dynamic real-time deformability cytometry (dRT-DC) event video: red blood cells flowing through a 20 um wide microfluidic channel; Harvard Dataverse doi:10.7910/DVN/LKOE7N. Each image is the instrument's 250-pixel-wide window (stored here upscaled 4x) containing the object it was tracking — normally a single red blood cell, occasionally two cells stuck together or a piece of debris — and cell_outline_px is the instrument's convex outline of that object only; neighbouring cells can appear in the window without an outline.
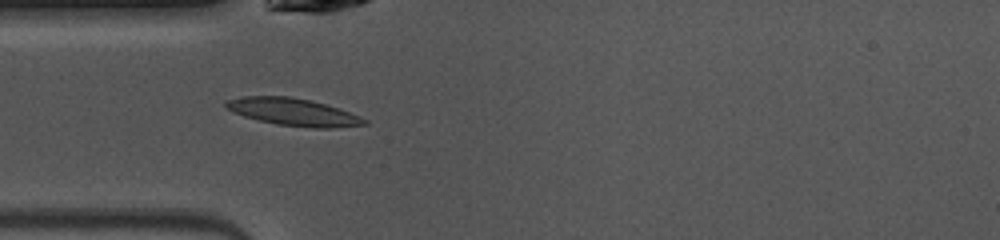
{"species": "common noctule bat (a hibernating species)", "species_latin": "Nyctalus noctula", "temperature_condition": "warm", "stored_images_in_passage": 39, "camera_frame_rate_fps": 3000, "um_per_image_px": 0.085, "animal": {"sex": "female", "body_mass_g": 10.0, "forearm_length_mm": 53.1}, "frame": {"image": 1, "passage_image": 4, "time_ms": 1.0, "image_size_px": [1000, 240], "cell_outline_px": [[368, 124], [332, 128], [312, 128], [276, 124], [244, 116], [232, 112], [224, 104], [224, 100], [240, 96], [292, 96], [340, 108], [360, 116], [368, 120]], "centroid_in_image_um": [24.92, 9.51], "position_along_channel_um": 60.1, "area_um2": 22.14}}
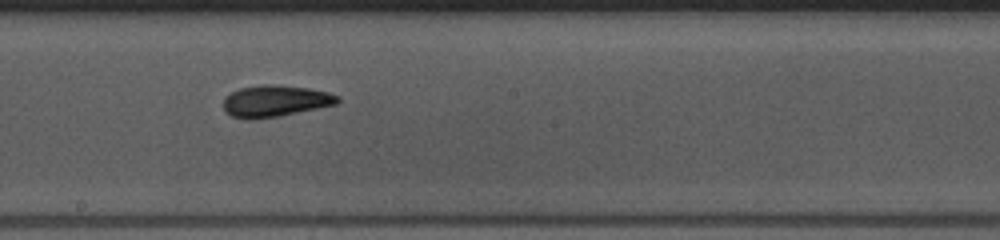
{"frame": {"image": 2, "passage_image": 16, "time_ms": 5.0, "image_size_px": [1000, 240], "cell_outline_px": [[340, 100], [336, 104], [276, 116], [248, 120], [232, 116], [224, 112], [224, 96], [240, 88], [264, 84], [272, 84], [308, 88], [328, 92], [340, 96]], "centroid_in_image_um": [23.36, 8.58], "position_along_channel_um": 224.8, "area_um2": 20.81}}
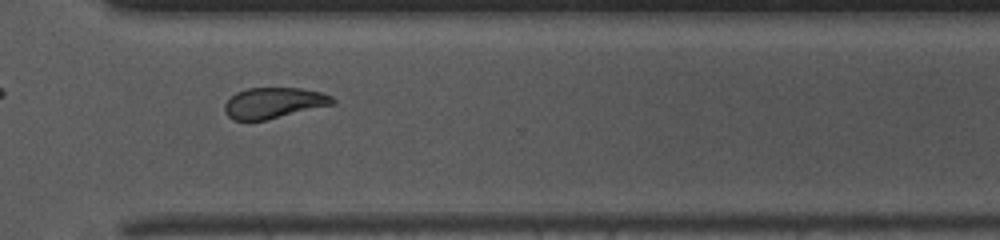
{"frame": {"image": 3, "passage_image": 25, "time_ms": 8.0, "image_size_px": [1000, 240], "cell_outline_px": [[336, 104], [264, 120], [232, 120], [224, 112], [224, 104], [236, 92], [248, 88], [300, 88], [320, 92], [332, 96], [336, 100]], "centroid_in_image_um": [23.28, 8.74], "position_along_channel_um": 347.3, "area_um2": 19.36}, "authors_computed_cell_mechanics": {"area_um2": 20.6346, "velocity_mm_per_s": 4.1004, "shape_relaxation_time_tau1_ms": 2.5714, "shape_relaxation_time_tau2_ms": 3.363, "deformation_change_tau1": 0.1316, "deformation_change_tau2": 0.1076}}